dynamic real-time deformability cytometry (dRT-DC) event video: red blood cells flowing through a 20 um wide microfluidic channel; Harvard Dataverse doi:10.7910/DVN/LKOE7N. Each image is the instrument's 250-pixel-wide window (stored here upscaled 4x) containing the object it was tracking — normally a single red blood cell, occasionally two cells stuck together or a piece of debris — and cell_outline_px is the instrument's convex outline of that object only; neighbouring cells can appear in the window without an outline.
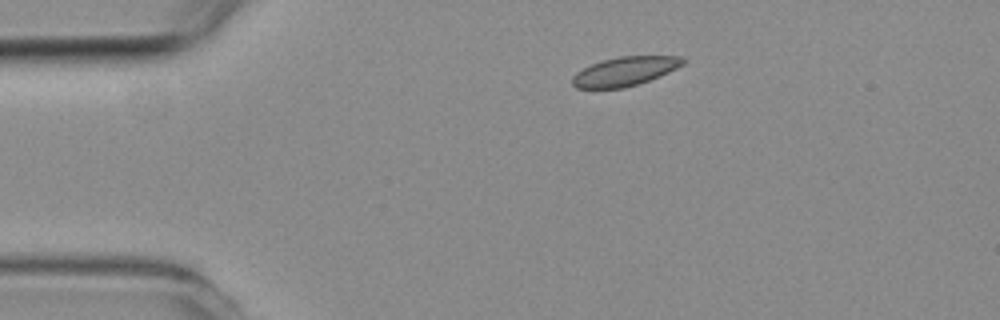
{"species": "common noctule bat (a hibernating species)", "species_latin": "Nyctalus noctula", "temperature_condition": "room temperature", "stored_images_in_passage": 4, "camera_frame_rate_fps": 3000, "um_per_image_px": 0.085, "animal": {"sex": "female", "body_mass_g": 19.3, "forearm_length_mm": 54.1}, "frame": {"image": 1, "passage_image": 1, "time_ms": 0.0, "image_size_px": [1000, 320], "cell_outline_px": [[684, 64], [660, 76], [624, 88], [576, 88], [572, 84], [572, 76], [576, 72], [592, 64], [604, 60], [620, 56], [680, 56], [684, 60]], "centroid_in_image_um": [53.09, 6.06], "position_along_channel_um": 31.9, "area_um2": 18.44}}
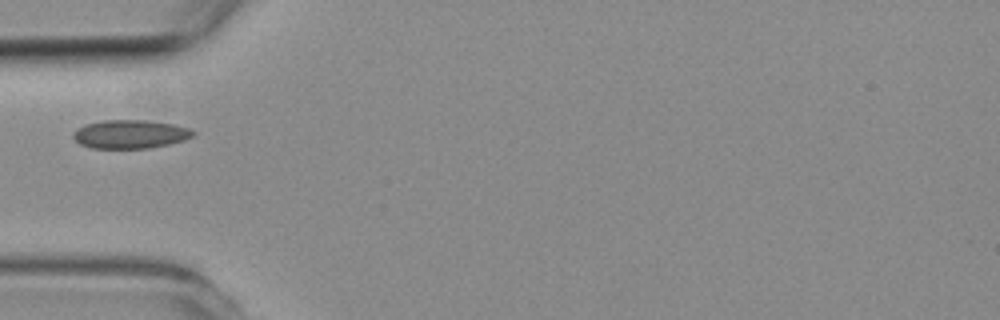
{"frame": {"image": 2, "passage_image": 3, "time_ms": 2.333, "image_size_px": [1000, 320], "cell_outline_px": [[196, 132], [192, 136], [184, 140], [168, 144], [148, 148], [92, 148], [80, 144], [72, 136], [72, 132], [76, 128], [84, 124], [104, 120], [144, 120], [172, 124], [188, 128]], "centroid_in_image_um": [11.02, 11.4], "position_along_channel_um": 74.0, "area_um2": 19.88}}
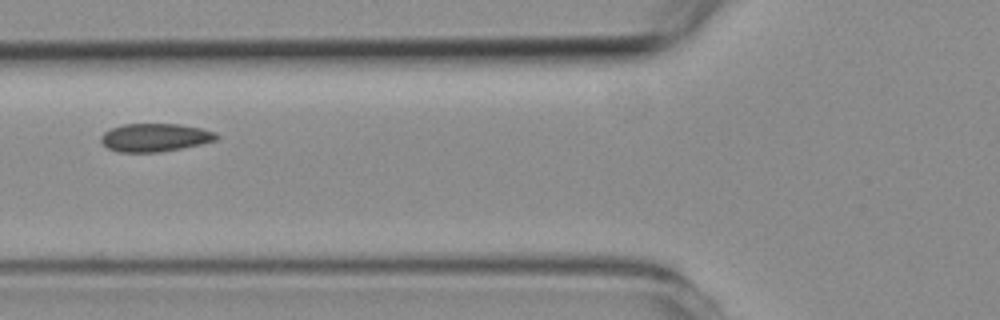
{"frame": {"image": 3, "passage_image": 4, "time_ms": 3.333, "image_size_px": [1000, 320], "cell_outline_px": [[220, 136], [216, 140], [200, 144], [160, 152], [116, 152], [108, 148], [100, 140], [100, 136], [104, 132], [112, 128], [124, 124], [180, 124], [200, 128], [216, 132]], "centroid_in_image_um": [13.17, 11.69], "position_along_channel_um": 112.6, "area_um2": 18.9}}